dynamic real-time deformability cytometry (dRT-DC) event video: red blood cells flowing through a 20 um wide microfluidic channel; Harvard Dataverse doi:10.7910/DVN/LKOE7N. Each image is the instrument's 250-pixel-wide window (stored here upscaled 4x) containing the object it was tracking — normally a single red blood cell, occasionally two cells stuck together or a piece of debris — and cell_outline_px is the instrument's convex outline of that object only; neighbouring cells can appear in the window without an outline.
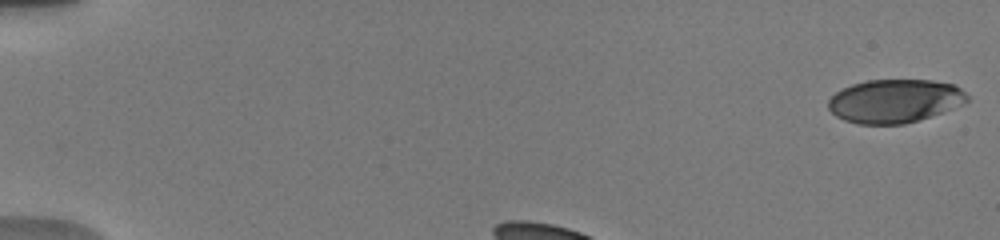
{"species": "human", "species_latin": "Homo sapiens", "temperature_condition": "warm", "stored_images_in_passage": 43, "camera_frame_rate_fps": 3000, "um_per_image_px": 0.085, "donor": {"sex": "male"}, "frame": {"image": 1, "passage_image": 1, "time_ms": 0.0, "image_size_px": [1000, 240], "cell_outline_px": [[968, 100], [940, 112], [904, 124], [860, 124], [844, 120], [836, 116], [828, 108], [828, 100], [836, 92], [852, 84], [868, 80], [932, 80], [956, 84], [968, 96]], "centroid_in_image_um": [76.01, 8.57], "position_along_channel_um": 9.0, "area_um2": 34.74}}
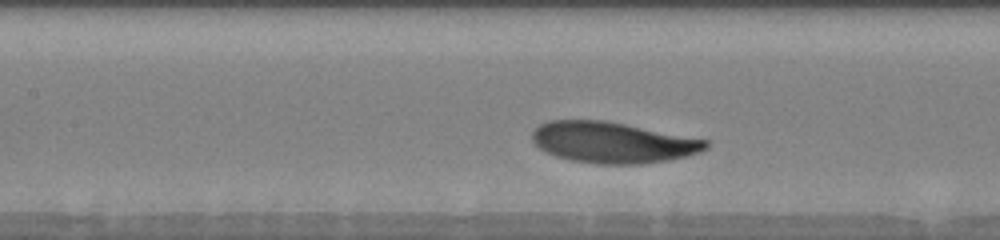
{"frame": {"image": 2, "passage_image": 17, "time_ms": 5.0, "image_size_px": [1000, 240], "cell_outline_px": [[708, 148], [700, 152], [688, 156], [668, 160], [640, 164], [596, 164], [572, 160], [556, 156], [544, 152], [532, 140], [532, 132], [540, 124], [548, 120], [604, 120], [708, 140]], "centroid_in_image_um": [52.07, 12.11], "position_along_channel_um": 155.3, "area_um2": 41.44}}
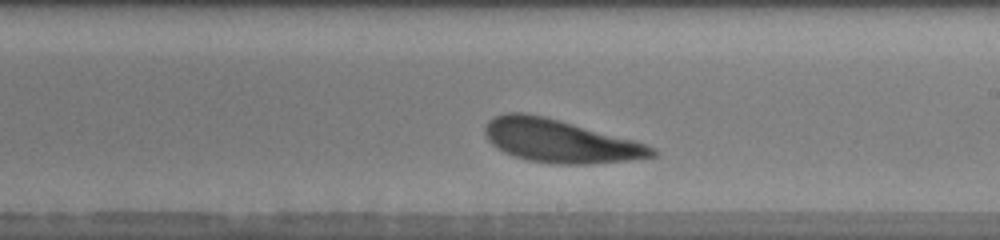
{"frame": {"image": 3, "passage_image": 29, "time_ms": 7.333, "image_size_px": [1000, 240], "cell_outline_px": [[660, 152], [656, 156], [628, 160], [592, 164], [552, 164], [528, 160], [504, 152], [492, 144], [488, 140], [484, 132], [484, 128], [488, 120], [496, 116], [508, 112], [524, 112], [544, 116], [560, 120], [636, 140], [656, 148]], "centroid_in_image_um": [47.63, 11.98], "position_along_channel_um": 241.4, "area_um2": 42.08}, "authors_computed_cell_mechanics": {"area_um2": 41.8472, "velocity_mm_per_s": 3.6888, "shape_relaxation_time_tau1_ms": 2.1453, "shape_relaxation_time_tau2_ms": null, "deformation_change_tau1": 0.1492, "deformation_change_tau2": null}}